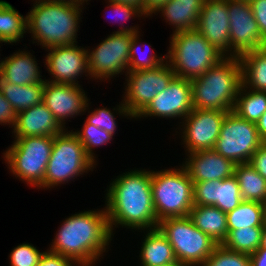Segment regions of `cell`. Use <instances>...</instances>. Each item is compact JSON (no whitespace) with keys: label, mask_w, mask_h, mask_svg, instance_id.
<instances>
[{"label":"cell","mask_w":266,"mask_h":266,"mask_svg":"<svg viewBox=\"0 0 266 266\" xmlns=\"http://www.w3.org/2000/svg\"><path fill=\"white\" fill-rule=\"evenodd\" d=\"M158 228L171 244L177 262L185 266H201L218 245L194 226L189 216L163 219Z\"/></svg>","instance_id":"obj_9"},{"label":"cell","mask_w":266,"mask_h":266,"mask_svg":"<svg viewBox=\"0 0 266 266\" xmlns=\"http://www.w3.org/2000/svg\"><path fill=\"white\" fill-rule=\"evenodd\" d=\"M13 144L3 152V159L16 179L39 187L46 173L54 137H15Z\"/></svg>","instance_id":"obj_8"},{"label":"cell","mask_w":266,"mask_h":266,"mask_svg":"<svg viewBox=\"0 0 266 266\" xmlns=\"http://www.w3.org/2000/svg\"><path fill=\"white\" fill-rule=\"evenodd\" d=\"M230 21L231 57L240 58L246 53L266 46L252 13L249 1L227 0Z\"/></svg>","instance_id":"obj_14"},{"label":"cell","mask_w":266,"mask_h":266,"mask_svg":"<svg viewBox=\"0 0 266 266\" xmlns=\"http://www.w3.org/2000/svg\"><path fill=\"white\" fill-rule=\"evenodd\" d=\"M151 189L158 222L188 216L194 206V183L182 165L174 169L151 170Z\"/></svg>","instance_id":"obj_5"},{"label":"cell","mask_w":266,"mask_h":266,"mask_svg":"<svg viewBox=\"0 0 266 266\" xmlns=\"http://www.w3.org/2000/svg\"><path fill=\"white\" fill-rule=\"evenodd\" d=\"M43 1L57 2V3H69V4H75L78 6H85V2L87 4V2L91 0H43Z\"/></svg>","instance_id":"obj_47"},{"label":"cell","mask_w":266,"mask_h":266,"mask_svg":"<svg viewBox=\"0 0 266 266\" xmlns=\"http://www.w3.org/2000/svg\"><path fill=\"white\" fill-rule=\"evenodd\" d=\"M140 34V31L135 33L131 40L128 72L155 69L167 61V54L159 57L156 53L151 52L150 54L149 52H147L148 50H146V52L150 55L145 54V51L143 52L142 49V52H140L139 47L141 45H143L142 47L146 45L142 44L141 39H139V36H141ZM149 46L152 47L150 44H148V47ZM149 50L153 51L152 49Z\"/></svg>","instance_id":"obj_33"},{"label":"cell","mask_w":266,"mask_h":266,"mask_svg":"<svg viewBox=\"0 0 266 266\" xmlns=\"http://www.w3.org/2000/svg\"><path fill=\"white\" fill-rule=\"evenodd\" d=\"M227 112L194 109L180 122L182 144L189 154L199 150L213 149L219 137Z\"/></svg>","instance_id":"obj_13"},{"label":"cell","mask_w":266,"mask_h":266,"mask_svg":"<svg viewBox=\"0 0 266 266\" xmlns=\"http://www.w3.org/2000/svg\"><path fill=\"white\" fill-rule=\"evenodd\" d=\"M169 41L167 62L177 77H199L224 57L196 29L174 33Z\"/></svg>","instance_id":"obj_6"},{"label":"cell","mask_w":266,"mask_h":266,"mask_svg":"<svg viewBox=\"0 0 266 266\" xmlns=\"http://www.w3.org/2000/svg\"><path fill=\"white\" fill-rule=\"evenodd\" d=\"M249 164L266 179V142H263L252 155Z\"/></svg>","instance_id":"obj_42"},{"label":"cell","mask_w":266,"mask_h":266,"mask_svg":"<svg viewBox=\"0 0 266 266\" xmlns=\"http://www.w3.org/2000/svg\"><path fill=\"white\" fill-rule=\"evenodd\" d=\"M167 266H185L184 264H181L180 262H176V263H172L170 265Z\"/></svg>","instance_id":"obj_49"},{"label":"cell","mask_w":266,"mask_h":266,"mask_svg":"<svg viewBox=\"0 0 266 266\" xmlns=\"http://www.w3.org/2000/svg\"><path fill=\"white\" fill-rule=\"evenodd\" d=\"M249 3L261 36L266 42V0H250Z\"/></svg>","instance_id":"obj_40"},{"label":"cell","mask_w":266,"mask_h":266,"mask_svg":"<svg viewBox=\"0 0 266 266\" xmlns=\"http://www.w3.org/2000/svg\"><path fill=\"white\" fill-rule=\"evenodd\" d=\"M191 81L194 109L233 111L242 84L238 57H223L207 72Z\"/></svg>","instance_id":"obj_4"},{"label":"cell","mask_w":266,"mask_h":266,"mask_svg":"<svg viewBox=\"0 0 266 266\" xmlns=\"http://www.w3.org/2000/svg\"><path fill=\"white\" fill-rule=\"evenodd\" d=\"M119 28L93 50L87 48L88 69L92 80L109 81L128 72L131 40L139 32V27L120 24Z\"/></svg>","instance_id":"obj_10"},{"label":"cell","mask_w":266,"mask_h":266,"mask_svg":"<svg viewBox=\"0 0 266 266\" xmlns=\"http://www.w3.org/2000/svg\"><path fill=\"white\" fill-rule=\"evenodd\" d=\"M265 111L266 91L248 89L241 84L233 112L249 122L257 123Z\"/></svg>","instance_id":"obj_31"},{"label":"cell","mask_w":266,"mask_h":266,"mask_svg":"<svg viewBox=\"0 0 266 266\" xmlns=\"http://www.w3.org/2000/svg\"><path fill=\"white\" fill-rule=\"evenodd\" d=\"M232 1H250V0H232Z\"/></svg>","instance_id":"obj_51"},{"label":"cell","mask_w":266,"mask_h":266,"mask_svg":"<svg viewBox=\"0 0 266 266\" xmlns=\"http://www.w3.org/2000/svg\"><path fill=\"white\" fill-rule=\"evenodd\" d=\"M234 176L237 179L242 200L266 203V179L249 163L236 164Z\"/></svg>","instance_id":"obj_28"},{"label":"cell","mask_w":266,"mask_h":266,"mask_svg":"<svg viewBox=\"0 0 266 266\" xmlns=\"http://www.w3.org/2000/svg\"><path fill=\"white\" fill-rule=\"evenodd\" d=\"M261 247L266 248V222H265L264 227H263Z\"/></svg>","instance_id":"obj_48"},{"label":"cell","mask_w":266,"mask_h":266,"mask_svg":"<svg viewBox=\"0 0 266 266\" xmlns=\"http://www.w3.org/2000/svg\"><path fill=\"white\" fill-rule=\"evenodd\" d=\"M264 141L256 123L249 122L235 112H227L214 150L235 164L249 163L252 155Z\"/></svg>","instance_id":"obj_11"},{"label":"cell","mask_w":266,"mask_h":266,"mask_svg":"<svg viewBox=\"0 0 266 266\" xmlns=\"http://www.w3.org/2000/svg\"><path fill=\"white\" fill-rule=\"evenodd\" d=\"M16 112L13 110L11 104L4 97L0 91V125H8L11 128L16 123Z\"/></svg>","instance_id":"obj_41"},{"label":"cell","mask_w":266,"mask_h":266,"mask_svg":"<svg viewBox=\"0 0 266 266\" xmlns=\"http://www.w3.org/2000/svg\"><path fill=\"white\" fill-rule=\"evenodd\" d=\"M186 156L182 166L193 182L223 180L234 175L236 164L214 149L199 150Z\"/></svg>","instance_id":"obj_19"},{"label":"cell","mask_w":266,"mask_h":266,"mask_svg":"<svg viewBox=\"0 0 266 266\" xmlns=\"http://www.w3.org/2000/svg\"><path fill=\"white\" fill-rule=\"evenodd\" d=\"M113 111V112H112ZM106 108V107H100L94 109L88 117H86V121L89 124H92L98 128H101L102 130H105L109 134L115 136V131L118 128L117 122L115 119V113L121 115L122 117H127L128 119H132V115L128 112V110L125 108V105L123 104V101L114 107L113 109Z\"/></svg>","instance_id":"obj_35"},{"label":"cell","mask_w":266,"mask_h":266,"mask_svg":"<svg viewBox=\"0 0 266 266\" xmlns=\"http://www.w3.org/2000/svg\"><path fill=\"white\" fill-rule=\"evenodd\" d=\"M108 4L107 5V8L111 9V11L113 12V14H115V18L116 17H119V18H116L118 20H115V22L117 21H122L123 20L125 21H129L131 20V18H143L145 15L143 14V12L134 7V6H131V5H126V4H121V3H115L113 1H110V0H107Z\"/></svg>","instance_id":"obj_38"},{"label":"cell","mask_w":266,"mask_h":266,"mask_svg":"<svg viewBox=\"0 0 266 266\" xmlns=\"http://www.w3.org/2000/svg\"><path fill=\"white\" fill-rule=\"evenodd\" d=\"M45 82L16 85L0 80V91L11 104L16 114L43 102Z\"/></svg>","instance_id":"obj_27"},{"label":"cell","mask_w":266,"mask_h":266,"mask_svg":"<svg viewBox=\"0 0 266 266\" xmlns=\"http://www.w3.org/2000/svg\"><path fill=\"white\" fill-rule=\"evenodd\" d=\"M260 138L266 142V111L262 114L260 119L256 123Z\"/></svg>","instance_id":"obj_45"},{"label":"cell","mask_w":266,"mask_h":266,"mask_svg":"<svg viewBox=\"0 0 266 266\" xmlns=\"http://www.w3.org/2000/svg\"><path fill=\"white\" fill-rule=\"evenodd\" d=\"M72 132L78 137L84 146L86 154L97 164L96 156L94 153L95 148L110 143L113 135L109 134L105 130L98 128L92 124L84 122L81 130H75ZM94 149V150H93Z\"/></svg>","instance_id":"obj_34"},{"label":"cell","mask_w":266,"mask_h":266,"mask_svg":"<svg viewBox=\"0 0 266 266\" xmlns=\"http://www.w3.org/2000/svg\"><path fill=\"white\" fill-rule=\"evenodd\" d=\"M204 0H170L157 13L165 22L174 27L172 34L194 30L197 27L198 17Z\"/></svg>","instance_id":"obj_23"},{"label":"cell","mask_w":266,"mask_h":266,"mask_svg":"<svg viewBox=\"0 0 266 266\" xmlns=\"http://www.w3.org/2000/svg\"><path fill=\"white\" fill-rule=\"evenodd\" d=\"M145 232L139 251L141 266H167L177 262L171 244L158 227Z\"/></svg>","instance_id":"obj_24"},{"label":"cell","mask_w":266,"mask_h":266,"mask_svg":"<svg viewBox=\"0 0 266 266\" xmlns=\"http://www.w3.org/2000/svg\"><path fill=\"white\" fill-rule=\"evenodd\" d=\"M43 253L32 243L19 244L10 252V266H37Z\"/></svg>","instance_id":"obj_37"},{"label":"cell","mask_w":266,"mask_h":266,"mask_svg":"<svg viewBox=\"0 0 266 266\" xmlns=\"http://www.w3.org/2000/svg\"><path fill=\"white\" fill-rule=\"evenodd\" d=\"M242 85L248 89L266 91V46L240 58Z\"/></svg>","instance_id":"obj_26"},{"label":"cell","mask_w":266,"mask_h":266,"mask_svg":"<svg viewBox=\"0 0 266 266\" xmlns=\"http://www.w3.org/2000/svg\"><path fill=\"white\" fill-rule=\"evenodd\" d=\"M262 234L263 227L228 230L222 245L229 250L251 255L261 246Z\"/></svg>","instance_id":"obj_32"},{"label":"cell","mask_w":266,"mask_h":266,"mask_svg":"<svg viewBox=\"0 0 266 266\" xmlns=\"http://www.w3.org/2000/svg\"><path fill=\"white\" fill-rule=\"evenodd\" d=\"M194 226L222 244L228 235L226 213L216 206L194 205L189 212Z\"/></svg>","instance_id":"obj_25"},{"label":"cell","mask_w":266,"mask_h":266,"mask_svg":"<svg viewBox=\"0 0 266 266\" xmlns=\"http://www.w3.org/2000/svg\"><path fill=\"white\" fill-rule=\"evenodd\" d=\"M227 0H204L196 30L224 57H231Z\"/></svg>","instance_id":"obj_18"},{"label":"cell","mask_w":266,"mask_h":266,"mask_svg":"<svg viewBox=\"0 0 266 266\" xmlns=\"http://www.w3.org/2000/svg\"><path fill=\"white\" fill-rule=\"evenodd\" d=\"M81 85L45 81L43 102L58 123L66 128V120L83 115L89 109V100Z\"/></svg>","instance_id":"obj_17"},{"label":"cell","mask_w":266,"mask_h":266,"mask_svg":"<svg viewBox=\"0 0 266 266\" xmlns=\"http://www.w3.org/2000/svg\"><path fill=\"white\" fill-rule=\"evenodd\" d=\"M0 43L2 44L3 41L0 40ZM0 46H1V45H0ZM0 59H1V58H0ZM2 64H3V60L0 61V69H1V67H2Z\"/></svg>","instance_id":"obj_50"},{"label":"cell","mask_w":266,"mask_h":266,"mask_svg":"<svg viewBox=\"0 0 266 266\" xmlns=\"http://www.w3.org/2000/svg\"><path fill=\"white\" fill-rule=\"evenodd\" d=\"M37 266H79L73 259L51 252L44 251Z\"/></svg>","instance_id":"obj_39"},{"label":"cell","mask_w":266,"mask_h":266,"mask_svg":"<svg viewBox=\"0 0 266 266\" xmlns=\"http://www.w3.org/2000/svg\"><path fill=\"white\" fill-rule=\"evenodd\" d=\"M64 130L44 102H41L17 113L12 134L14 137H55Z\"/></svg>","instance_id":"obj_21"},{"label":"cell","mask_w":266,"mask_h":266,"mask_svg":"<svg viewBox=\"0 0 266 266\" xmlns=\"http://www.w3.org/2000/svg\"><path fill=\"white\" fill-rule=\"evenodd\" d=\"M201 266H250V257L218 244Z\"/></svg>","instance_id":"obj_36"},{"label":"cell","mask_w":266,"mask_h":266,"mask_svg":"<svg viewBox=\"0 0 266 266\" xmlns=\"http://www.w3.org/2000/svg\"><path fill=\"white\" fill-rule=\"evenodd\" d=\"M115 3H121L126 5L134 6L142 11V2L143 0H110Z\"/></svg>","instance_id":"obj_46"},{"label":"cell","mask_w":266,"mask_h":266,"mask_svg":"<svg viewBox=\"0 0 266 266\" xmlns=\"http://www.w3.org/2000/svg\"><path fill=\"white\" fill-rule=\"evenodd\" d=\"M124 76L127 78L124 84H127L122 101L132 117L136 118L176 75L166 61L155 69L131 71Z\"/></svg>","instance_id":"obj_12"},{"label":"cell","mask_w":266,"mask_h":266,"mask_svg":"<svg viewBox=\"0 0 266 266\" xmlns=\"http://www.w3.org/2000/svg\"><path fill=\"white\" fill-rule=\"evenodd\" d=\"M194 183V205L216 206L228 213L241 204L242 197L235 176L223 180Z\"/></svg>","instance_id":"obj_20"},{"label":"cell","mask_w":266,"mask_h":266,"mask_svg":"<svg viewBox=\"0 0 266 266\" xmlns=\"http://www.w3.org/2000/svg\"><path fill=\"white\" fill-rule=\"evenodd\" d=\"M103 208L78 212L65 218L48 250L73 259L79 266L96 265L103 253L108 252L114 236Z\"/></svg>","instance_id":"obj_2"},{"label":"cell","mask_w":266,"mask_h":266,"mask_svg":"<svg viewBox=\"0 0 266 266\" xmlns=\"http://www.w3.org/2000/svg\"><path fill=\"white\" fill-rule=\"evenodd\" d=\"M33 2L26 15L27 33H31L32 43L41 45L43 49L78 43L83 6L43 0Z\"/></svg>","instance_id":"obj_3"},{"label":"cell","mask_w":266,"mask_h":266,"mask_svg":"<svg viewBox=\"0 0 266 266\" xmlns=\"http://www.w3.org/2000/svg\"><path fill=\"white\" fill-rule=\"evenodd\" d=\"M170 0H143L142 2V12L145 15V18L148 16H153V13L156 14L158 10L165 5Z\"/></svg>","instance_id":"obj_43"},{"label":"cell","mask_w":266,"mask_h":266,"mask_svg":"<svg viewBox=\"0 0 266 266\" xmlns=\"http://www.w3.org/2000/svg\"><path fill=\"white\" fill-rule=\"evenodd\" d=\"M192 110L191 81L175 76L135 119L160 117L182 121Z\"/></svg>","instance_id":"obj_16"},{"label":"cell","mask_w":266,"mask_h":266,"mask_svg":"<svg viewBox=\"0 0 266 266\" xmlns=\"http://www.w3.org/2000/svg\"><path fill=\"white\" fill-rule=\"evenodd\" d=\"M112 181L105 193V209L112 234L119 225L135 231L157 228L151 170L123 172Z\"/></svg>","instance_id":"obj_1"},{"label":"cell","mask_w":266,"mask_h":266,"mask_svg":"<svg viewBox=\"0 0 266 266\" xmlns=\"http://www.w3.org/2000/svg\"><path fill=\"white\" fill-rule=\"evenodd\" d=\"M26 32V16L21 15L9 2L0 0V40L5 44H16Z\"/></svg>","instance_id":"obj_30"},{"label":"cell","mask_w":266,"mask_h":266,"mask_svg":"<svg viewBox=\"0 0 266 266\" xmlns=\"http://www.w3.org/2000/svg\"><path fill=\"white\" fill-rule=\"evenodd\" d=\"M250 266H266V248L261 246L251 255Z\"/></svg>","instance_id":"obj_44"},{"label":"cell","mask_w":266,"mask_h":266,"mask_svg":"<svg viewBox=\"0 0 266 266\" xmlns=\"http://www.w3.org/2000/svg\"><path fill=\"white\" fill-rule=\"evenodd\" d=\"M35 57L26 51L18 50L3 59L0 80L16 85H30L45 82Z\"/></svg>","instance_id":"obj_22"},{"label":"cell","mask_w":266,"mask_h":266,"mask_svg":"<svg viewBox=\"0 0 266 266\" xmlns=\"http://www.w3.org/2000/svg\"><path fill=\"white\" fill-rule=\"evenodd\" d=\"M96 163L86 154L78 137L68 129L56 135L43 183L37 189H51L93 171Z\"/></svg>","instance_id":"obj_7"},{"label":"cell","mask_w":266,"mask_h":266,"mask_svg":"<svg viewBox=\"0 0 266 266\" xmlns=\"http://www.w3.org/2000/svg\"><path fill=\"white\" fill-rule=\"evenodd\" d=\"M227 229L264 227L266 222L265 204L243 200L239 206L226 213Z\"/></svg>","instance_id":"obj_29"},{"label":"cell","mask_w":266,"mask_h":266,"mask_svg":"<svg viewBox=\"0 0 266 266\" xmlns=\"http://www.w3.org/2000/svg\"><path fill=\"white\" fill-rule=\"evenodd\" d=\"M45 64L52 76L46 81L54 83L80 85L77 81L83 75L90 78L87 49L77 43L47 48ZM53 78V79H52Z\"/></svg>","instance_id":"obj_15"}]
</instances>
